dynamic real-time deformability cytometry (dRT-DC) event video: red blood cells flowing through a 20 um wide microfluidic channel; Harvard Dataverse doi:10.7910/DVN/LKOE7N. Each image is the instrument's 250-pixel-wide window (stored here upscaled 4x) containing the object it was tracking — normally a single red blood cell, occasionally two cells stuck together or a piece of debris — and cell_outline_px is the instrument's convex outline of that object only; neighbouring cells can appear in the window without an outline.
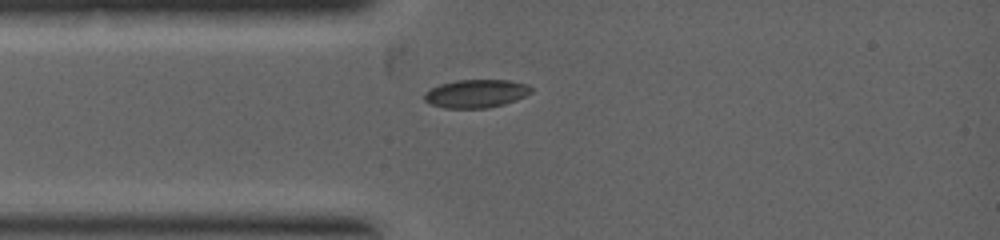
{"species": "common noctule bat (a hibernating species)", "species_latin": "Nyctalus noctula", "temperature_condition": "warm", "stored_images_in_passage": 3, "camera_frame_rate_fps": 5000, "um_per_image_px": 0.085, "animal": {"sex": "female", "body_mass_g": 19.0, "forearm_length_mm": 53.3}, "frame": {"image": 1, "passage_image": 1, "time_ms": 0.0, "image_size_px": [1000, 240], "cell_outline_px": [[532, 92], [516, 100], [504, 104], [488, 108], [444, 108], [432, 104], [424, 100], [424, 92], [440, 84], [456, 80], [508, 80], [528, 84], [532, 88]], "centroid_in_image_um": [40.47, 7.95], "position_along_channel_um": 44.5, "area_um2": 17.57}}
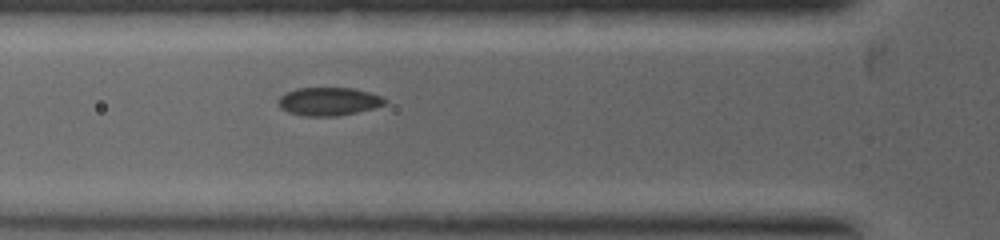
{"frame": {"image": 2, "passage_image": 3, "time_ms": 0.8, "image_size_px": [1000, 240], "cell_outline_px": [[388, 100], [384, 104], [372, 108], [356, 112], [336, 116], [304, 116], [288, 112], [280, 108], [276, 104], [276, 100], [284, 92], [296, 88], [352, 88], [368, 92], [380, 96]], "centroid_in_image_um": [27.85, 8.62], "position_along_channel_um": 97.9, "area_um2": 17.57}}